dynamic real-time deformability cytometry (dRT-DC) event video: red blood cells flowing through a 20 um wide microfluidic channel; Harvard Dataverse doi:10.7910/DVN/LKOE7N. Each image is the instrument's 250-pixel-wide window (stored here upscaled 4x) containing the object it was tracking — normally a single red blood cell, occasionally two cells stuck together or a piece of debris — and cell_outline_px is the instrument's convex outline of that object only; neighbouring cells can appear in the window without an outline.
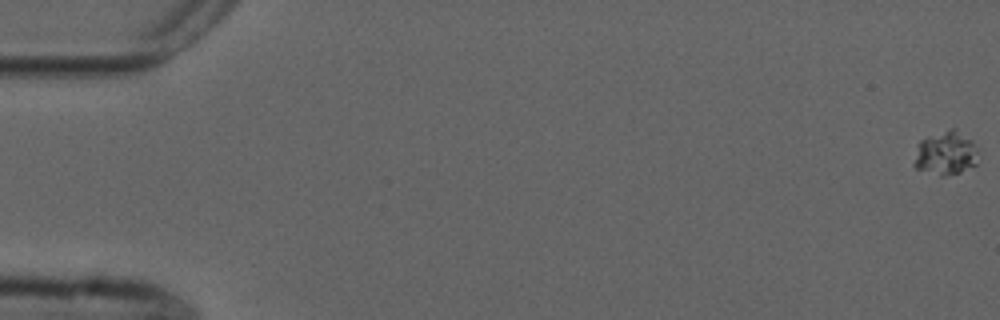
{"species": "common noctule bat (a hibernating species)", "species_latin": "Nyctalus noctula", "temperature_condition": "cold", "stored_images_in_passage": 56, "camera_frame_rate_fps": 3000, "um_per_image_px": 0.085, "animal": {"sex": "male", "forearm_length_mm": 52.5}, "frame": {"image": 1, "passage_image": 1, "time_ms": 0.0, "image_size_px": [1000, 320], "cell_outline_px": [[976, 164], [960, 172], [944, 176], [940, 176], [916, 168], [912, 164], [920, 140], [928, 136], [952, 128], [972, 140], [976, 152]], "centroid_in_image_um": [80.34, 13.04], "position_along_channel_um": 4.7, "area_um2": 16.01}}
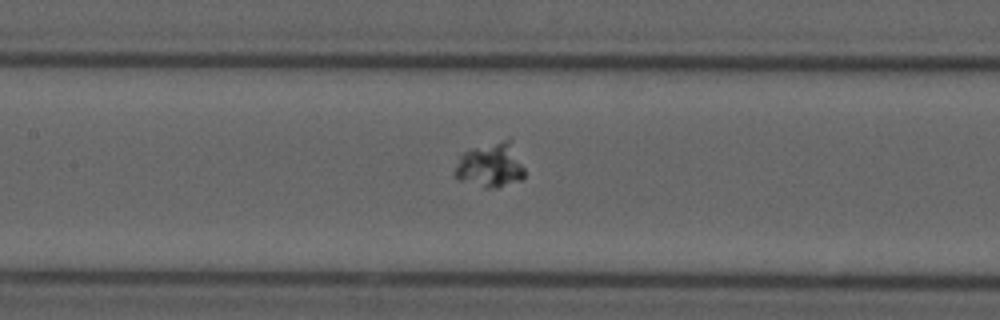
{"frame": {"image": 2, "passage_image": 27, "time_ms": 8.667, "image_size_px": [1000, 320], "cell_outline_px": [[524, 176], [520, 180], [496, 188], [484, 188], [460, 180], [456, 176], [456, 164], [460, 156], [464, 152], [472, 148], [504, 140], [508, 140], [524, 168]], "centroid_in_image_um": [41.67, 14.08], "position_along_channel_um": 165.7, "area_um2": 17.51}}
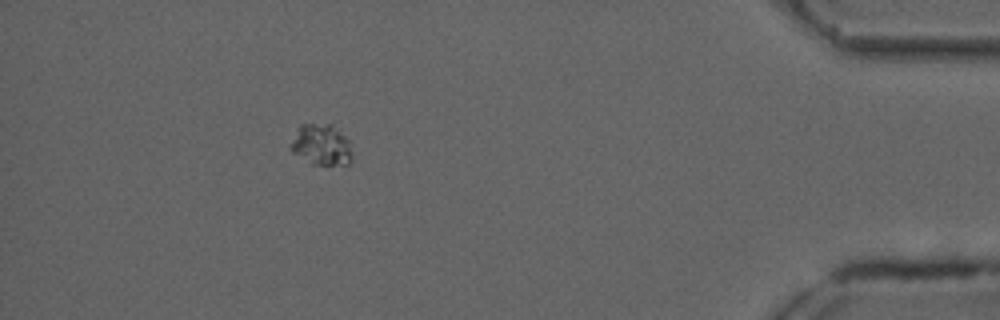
{"frame": {"image": 3, "passage_image": 51, "time_ms": 16.667, "image_size_px": [1000, 320], "cell_outline_px": [[352, 156], [348, 164], [312, 164], [292, 152], [288, 148], [288, 144], [300, 124], [332, 124], [340, 128], [348, 140]], "centroid_in_image_um": [27.28, 12.28], "position_along_channel_um": 407.9, "area_um2": 14.85}}